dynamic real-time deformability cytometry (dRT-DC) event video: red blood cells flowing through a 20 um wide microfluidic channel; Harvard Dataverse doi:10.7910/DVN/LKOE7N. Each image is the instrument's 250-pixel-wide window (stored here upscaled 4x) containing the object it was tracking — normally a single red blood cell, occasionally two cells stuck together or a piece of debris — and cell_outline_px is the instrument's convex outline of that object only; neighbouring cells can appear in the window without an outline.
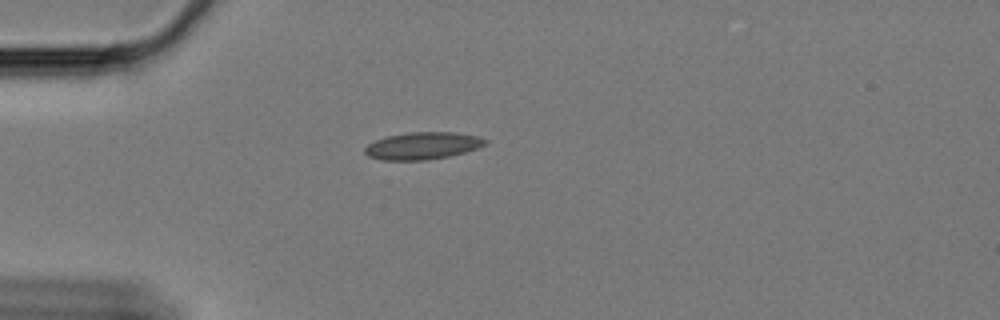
{"species": "Egyptian fruit bat (a non-hibernating species)", "species_latin": "Rousettus aegyptiacus", "temperature_condition": "cold", "stored_images_in_passage": 44, "camera_frame_rate_fps": 3000, "um_per_image_px": 0.085, "animal": {"sex": "female"}, "frame": {"image": 1, "passage_image": 1, "time_ms": 0.0, "image_size_px": [1000, 320], "cell_outline_px": [[488, 140], [484, 144], [476, 148], [464, 152], [448, 156], [428, 160], [384, 160], [368, 156], [364, 152], [364, 148], [368, 144], [376, 140], [388, 136], [412, 132], [452, 132], [476, 136]], "centroid_in_image_um": [35.89, 12.39], "position_along_channel_um": 49.1, "area_um2": 18.79}}
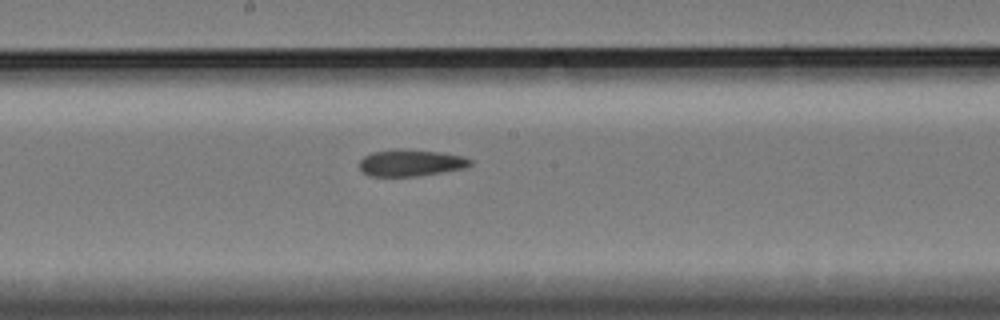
{"frame": {"image": 2, "passage_image": 17, "time_ms": 5.333, "image_size_px": [1000, 320], "cell_outline_px": [[472, 164], [464, 168], [416, 176], [368, 176], [360, 168], [360, 160], [364, 156], [372, 152], [396, 148], [440, 152], [464, 156], [472, 160]], "centroid_in_image_um": [34.9, 13.83], "position_along_channel_um": 213.3, "area_um2": 17.22}}
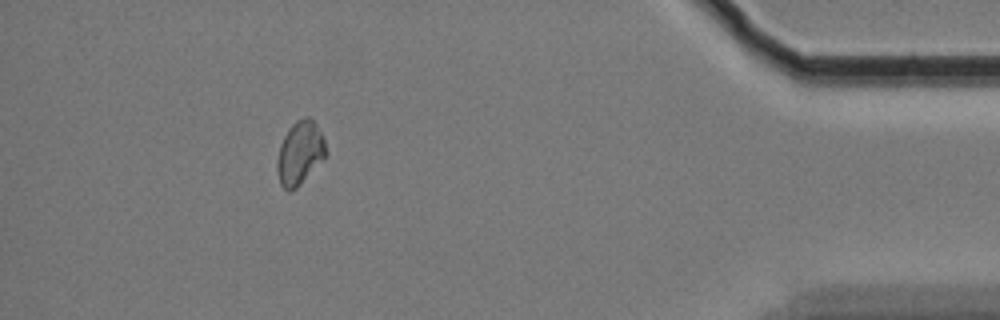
{"frame": {"image": 3, "passage_image": 39, "time_ms": 12.667, "image_size_px": [1000, 320], "cell_outline_px": [[328, 152], [300, 184], [296, 188], [288, 192], [280, 184], [276, 168], [276, 160], [280, 144], [288, 128], [296, 120], [304, 116], [308, 116], [316, 124], [324, 136]], "centroid_in_image_um": [25.48, 12.97], "position_along_channel_um": 409.7, "area_um2": 18.09}, "authors_computed_cell_mechanics": {"area_um2": 17.8891, "velocity_mm_per_s": 3.347, "shape_relaxation_time_tau1_ms": null, "shape_relaxation_time_tau2_ms": 8.8393, "deformation_change_tau1": null, "deformation_change_tau2": 0.1183}}